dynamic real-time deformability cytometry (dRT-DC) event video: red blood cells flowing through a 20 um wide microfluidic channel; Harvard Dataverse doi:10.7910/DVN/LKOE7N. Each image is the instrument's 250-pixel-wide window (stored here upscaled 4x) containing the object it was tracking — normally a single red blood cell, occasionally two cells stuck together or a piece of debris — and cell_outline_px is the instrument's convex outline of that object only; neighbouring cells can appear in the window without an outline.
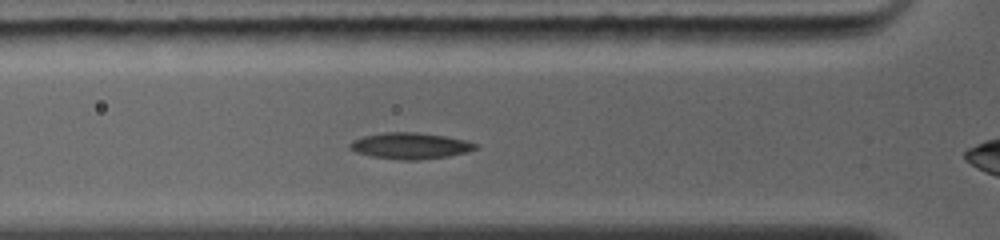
{"species": "common noctule bat (a hibernating species)", "species_latin": "Nyctalus noctula", "temperature_condition": "warm", "stored_images_in_passage": 4, "segment_of_instrument_passage": [1, 2], "camera_frame_rate_fps": 5000, "um_per_image_px": 0.085, "animal": {"sex": "female", "body_mass_g": 19.0, "forearm_length_mm": 56.7}, "frame": {"image": 1, "passage_image": 3, "time_ms": 1.2, "image_size_px": [1000, 240], "cell_outline_px": [[480, 144], [476, 148], [468, 152], [448, 156], [416, 160], [400, 160], [372, 156], [356, 152], [348, 148], [348, 144], [352, 140], [364, 136], [384, 132], [416, 132], [444, 136], [464, 140]], "centroid_in_image_um": [34.85, 12.39], "position_along_channel_um": 90.9, "area_um2": 19.19}}